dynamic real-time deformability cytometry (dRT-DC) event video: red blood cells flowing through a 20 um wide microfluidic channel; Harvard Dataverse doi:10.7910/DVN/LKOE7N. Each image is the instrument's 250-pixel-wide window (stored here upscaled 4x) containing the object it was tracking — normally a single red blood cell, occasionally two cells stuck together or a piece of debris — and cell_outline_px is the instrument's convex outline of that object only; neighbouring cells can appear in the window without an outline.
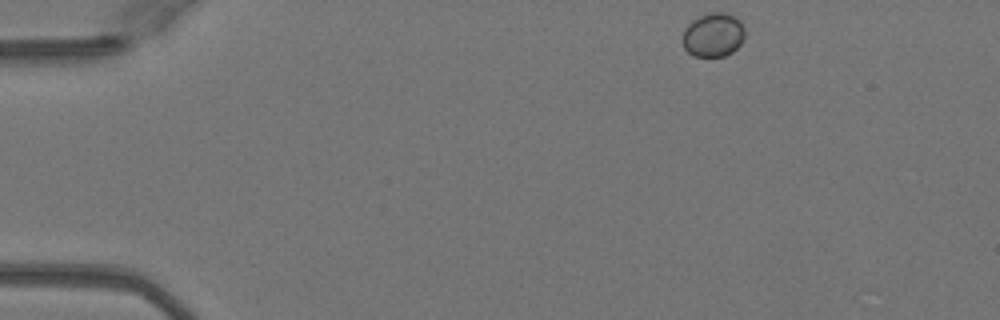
{"species": "Egyptian fruit bat (a non-hibernating species)", "species_latin": "Rousettus aegyptiacus", "temperature_condition": "warm", "stored_images_in_passage": 39, "camera_frame_rate_fps": 3000, "um_per_image_px": 0.085, "animal": {"sex": "female"}, "frame": {"image": 1, "passage_image": 1, "time_ms": 0.0, "image_size_px": [1000, 320], "cell_outline_px": [[744, 36], [740, 44], [732, 52], [724, 56], [692, 56], [684, 48], [684, 28], [692, 20], [708, 12], [724, 12], [740, 20], [744, 28]], "centroid_in_image_um": [60.62, 2.96], "position_along_channel_um": 24.4, "area_um2": 15.84}}
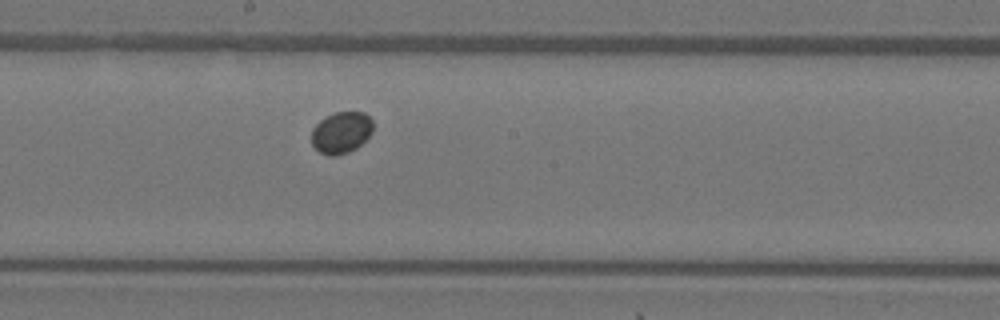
{"frame": {"image": 2, "passage_image": 22, "time_ms": 7.0, "image_size_px": [1000, 320], "cell_outline_px": [[372, 132], [356, 148], [348, 152], [336, 156], [328, 156], [320, 152], [312, 144], [312, 128], [320, 120], [336, 112], [364, 112], [372, 120]], "centroid_in_image_um": [29.0, 11.27], "position_along_channel_um": 219.2, "area_um2": 14.74}}
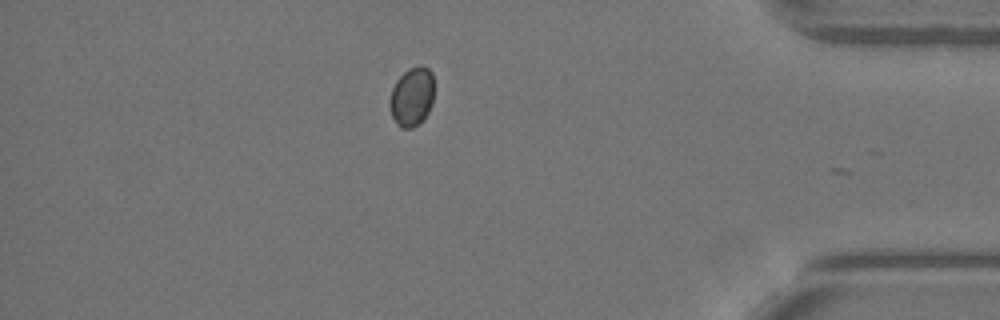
{"frame": {"image": 3, "passage_image": 38, "time_ms": 12.333, "image_size_px": [1000, 320], "cell_outline_px": [[432, 104], [424, 120], [420, 124], [412, 128], [400, 128], [396, 124], [388, 108], [388, 104], [392, 88], [396, 80], [408, 68], [420, 64], [428, 68], [432, 72]], "centroid_in_image_um": [34.98, 8.24], "position_along_channel_um": 400.2, "area_um2": 15.55}}